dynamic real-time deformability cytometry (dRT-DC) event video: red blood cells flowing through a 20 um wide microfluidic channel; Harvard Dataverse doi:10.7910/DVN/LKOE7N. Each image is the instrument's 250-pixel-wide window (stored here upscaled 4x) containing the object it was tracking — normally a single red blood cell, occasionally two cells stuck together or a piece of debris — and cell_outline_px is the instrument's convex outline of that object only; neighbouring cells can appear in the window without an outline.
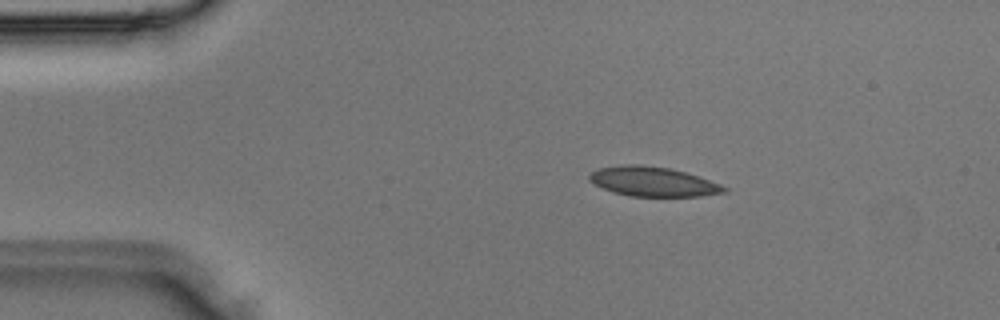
{"species": "Egyptian fruit bat (a non-hibernating species)", "species_latin": "Rousettus aegyptiacus", "temperature_condition": "room temperature", "stored_images_in_passage": 1, "camera_frame_rate_fps": 3000, "um_per_image_px": 0.085, "animal": {"sex": "male"}, "frame": {"image": 1, "passage_image": 1, "time_ms": 0.0, "image_size_px": [1000, 320], "cell_outline_px": [[728, 192], [700, 196], [632, 196], [612, 192], [588, 180], [588, 176], [592, 172], [600, 168], [620, 164], [640, 164], [668, 168], [684, 172], [720, 184], [728, 188]], "centroid_in_image_um": [55.49, 15.43], "position_along_channel_um": 29.5, "area_um2": 23.0}}